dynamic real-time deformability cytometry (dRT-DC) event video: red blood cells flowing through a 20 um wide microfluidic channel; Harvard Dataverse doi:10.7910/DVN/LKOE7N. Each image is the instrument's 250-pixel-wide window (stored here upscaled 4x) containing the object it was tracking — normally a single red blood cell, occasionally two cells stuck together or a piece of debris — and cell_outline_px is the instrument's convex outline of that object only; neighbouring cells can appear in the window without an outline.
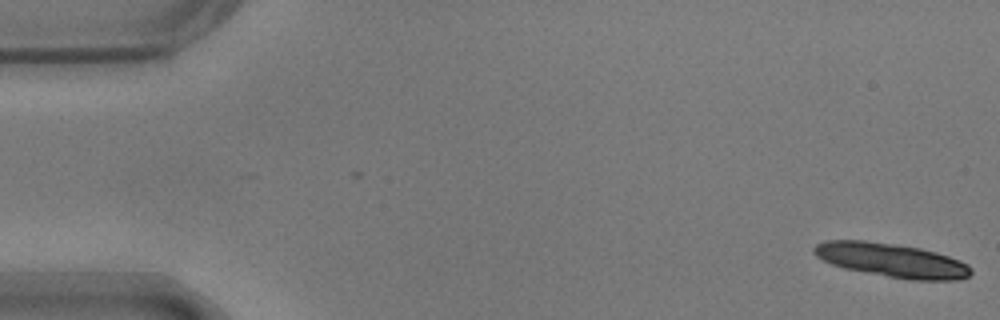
{"species": "common noctule bat (a hibernating species)", "species_latin": "Nyctalus noctula", "temperature_condition": "warm", "stored_images_in_passage": 2, "camera_frame_rate_fps": 3000, "um_per_image_px": 0.085, "animal": {"sex": "male", "body_mass_g": 17.9}, "frame": {"image": 1, "passage_image": 2, "time_ms": 0.333, "image_size_px": [1000, 320], "cell_outline_px": [[972, 272], [968, 276], [960, 280], [912, 280], [888, 276], [844, 268], [832, 264], [816, 256], [812, 252], [812, 248], [816, 244], [824, 240], [864, 240], [920, 248], [936, 252], [960, 260], [968, 264], [972, 268]], "centroid_in_image_um": [75.8, 22.11], "position_along_channel_um": 9.2, "area_um2": 30.92}}